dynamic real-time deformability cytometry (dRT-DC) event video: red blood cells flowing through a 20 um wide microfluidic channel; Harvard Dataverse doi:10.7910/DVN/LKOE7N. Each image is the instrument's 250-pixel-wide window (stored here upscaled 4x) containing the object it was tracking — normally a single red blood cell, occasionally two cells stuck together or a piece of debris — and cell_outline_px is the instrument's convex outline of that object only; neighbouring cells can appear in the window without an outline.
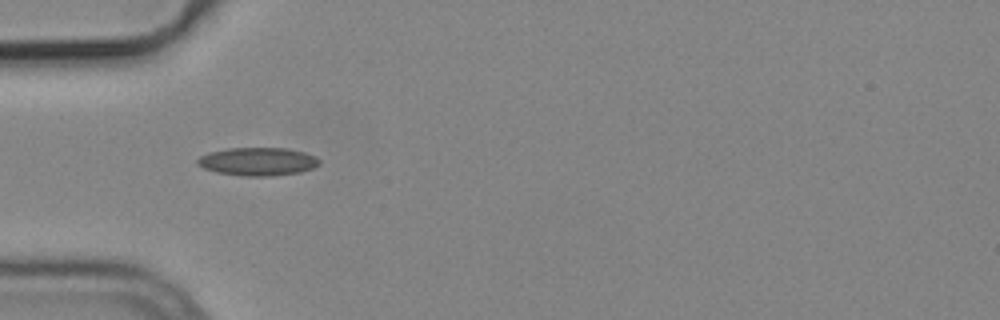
{"species": "common noctule bat (a hibernating species)", "species_latin": "Nyctalus noctula", "temperature_condition": "cold", "stored_images_in_passage": 1, "camera_frame_rate_fps": 3000, "um_per_image_px": 0.085, "animal": {"sex": "male", "body_mass_g": 19.2, "forearm_length_mm": 51.8}, "frame": {"image": 1, "passage_image": 1, "time_ms": 0.0, "image_size_px": [1000, 320], "cell_outline_px": [[320, 164], [312, 168], [300, 172], [272, 176], [244, 176], [216, 172], [204, 168], [196, 164], [196, 160], [200, 156], [208, 152], [228, 148], [288, 148], [304, 152], [316, 156], [320, 160]], "centroid_in_image_um": [21.91, 13.72], "position_along_channel_um": 63.1, "area_um2": 20.11}}